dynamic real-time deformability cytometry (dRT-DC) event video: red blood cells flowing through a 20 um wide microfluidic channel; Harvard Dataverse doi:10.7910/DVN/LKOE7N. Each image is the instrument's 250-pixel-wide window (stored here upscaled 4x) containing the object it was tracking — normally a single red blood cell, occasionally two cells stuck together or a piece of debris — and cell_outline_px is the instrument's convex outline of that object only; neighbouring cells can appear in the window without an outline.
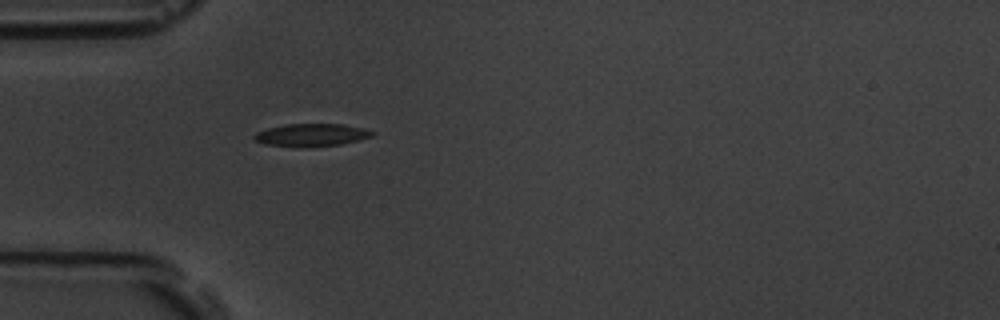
{"species": "common noctule bat (a hibernating species)", "species_latin": "Nyctalus noctula", "temperature_condition": "room temperature", "stored_images_in_passage": 1, "camera_frame_rate_fps": 3000, "um_per_image_px": 0.085, "animal": {"sex": "male", "body_mass_g": 19.5, "forearm_length_mm": 54.6}, "frame": {"image": 1, "passage_image": 1, "time_ms": 0.0, "image_size_px": [1000, 320], "cell_outline_px": [[376, 132], [372, 136], [340, 144], [304, 148], [264, 144], [252, 140], [252, 136], [256, 132], [268, 128], [288, 124], [344, 124], [364, 128]], "centroid_in_image_um": [26.42, 11.48], "position_along_channel_um": 58.6, "area_um2": 15.72}}